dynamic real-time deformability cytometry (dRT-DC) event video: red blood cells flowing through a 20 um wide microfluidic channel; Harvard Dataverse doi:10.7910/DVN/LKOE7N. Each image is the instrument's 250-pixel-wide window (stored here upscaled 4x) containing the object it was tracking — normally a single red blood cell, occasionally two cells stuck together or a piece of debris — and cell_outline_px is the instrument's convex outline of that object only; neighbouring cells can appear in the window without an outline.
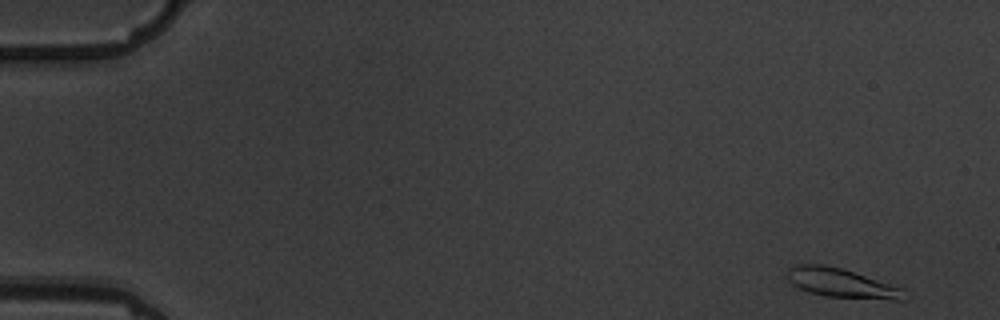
{"species": "common noctule bat (a hibernating species)", "species_latin": "Nyctalus noctula", "temperature_condition": "warm", "stored_images_in_passage": 6, "camera_frame_rate_fps": 3000, "um_per_image_px": 0.085, "animal": {"sex": "male", "body_mass_g": 19.5, "forearm_length_mm": 54.6}, "frame": {"image": 1, "passage_image": 1, "time_ms": 0.0, "image_size_px": [1000, 320], "cell_outline_px": [[904, 300], [892, 300], [824, 296], [800, 288], [792, 284], [784, 276], [788, 268], [796, 264], [820, 264], [844, 268], [904, 288]], "centroid_in_image_um": [71.51, 24.04], "position_along_channel_um": 13.5, "area_um2": 20.11}}
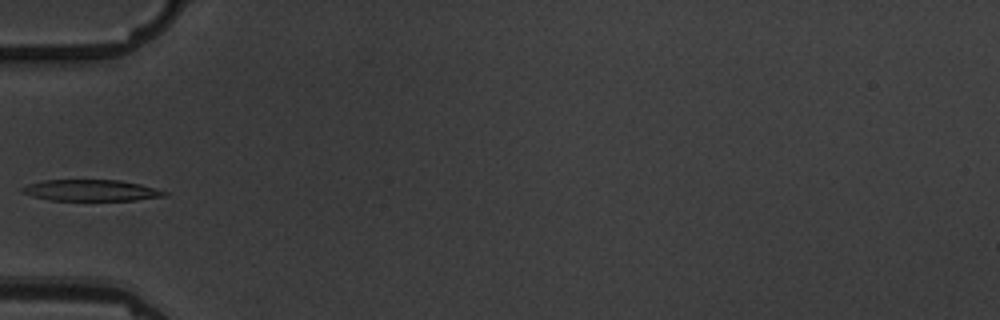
{"frame": {"image": 2, "passage_image": 5, "time_ms": 5.667, "image_size_px": [1000, 320], "cell_outline_px": [[168, 196], [136, 200], [48, 200], [32, 196], [20, 192], [20, 188], [28, 184], [44, 180], [120, 180], [140, 184], [168, 192]], "centroid_in_image_um": [7.73, 16.18], "position_along_channel_um": 77.3, "area_um2": 17.69}}
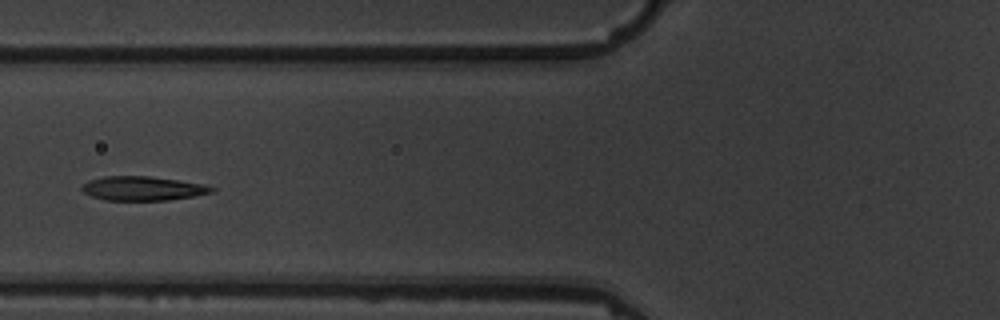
{"frame": {"image": 3, "passage_image": 6, "time_ms": 6.667, "image_size_px": [1000, 320], "cell_outline_px": [[216, 192], [168, 200], [104, 200], [92, 196], [84, 192], [80, 188], [88, 180], [104, 176], [148, 176], [204, 184], [216, 188]], "centroid_in_image_um": [12.14, 16.01], "position_along_channel_um": 113.7, "area_um2": 18.21}}